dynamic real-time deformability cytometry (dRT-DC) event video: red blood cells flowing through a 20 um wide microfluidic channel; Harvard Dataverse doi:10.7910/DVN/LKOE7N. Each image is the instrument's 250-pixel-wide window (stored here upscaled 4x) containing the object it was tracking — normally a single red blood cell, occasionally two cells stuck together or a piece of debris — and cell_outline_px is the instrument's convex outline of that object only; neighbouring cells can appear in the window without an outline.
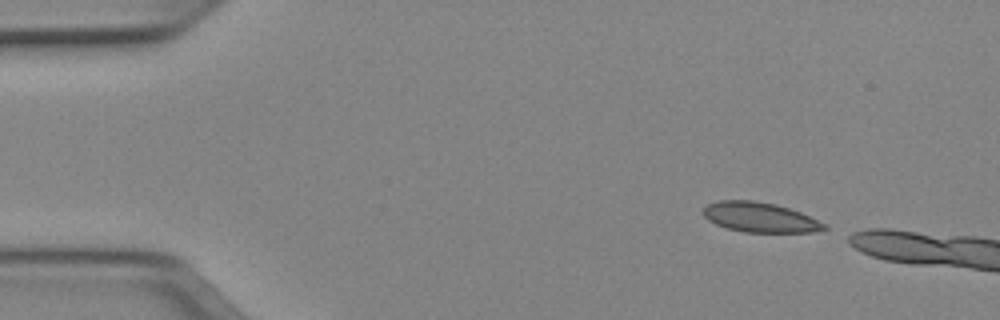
{"species": "Egyptian fruit bat (a non-hibernating species)", "species_latin": "Rousettus aegyptiacus", "temperature_condition": "cold", "stored_images_in_passage": 5, "camera_frame_rate_fps": 3000, "um_per_image_px": 0.085, "animal": {"sex": "female"}, "frame": {"image": 1, "passage_image": 1, "time_ms": 0.0, "image_size_px": [1000, 320], "cell_outline_px": [[828, 228], [812, 232], [744, 232], [728, 228], [716, 224], [708, 220], [704, 216], [704, 208], [708, 204], [720, 200], [752, 200], [776, 204], [800, 212], [828, 224]], "centroid_in_image_um": [64.62, 18.47], "position_along_channel_um": 20.4, "area_um2": 20.98}}